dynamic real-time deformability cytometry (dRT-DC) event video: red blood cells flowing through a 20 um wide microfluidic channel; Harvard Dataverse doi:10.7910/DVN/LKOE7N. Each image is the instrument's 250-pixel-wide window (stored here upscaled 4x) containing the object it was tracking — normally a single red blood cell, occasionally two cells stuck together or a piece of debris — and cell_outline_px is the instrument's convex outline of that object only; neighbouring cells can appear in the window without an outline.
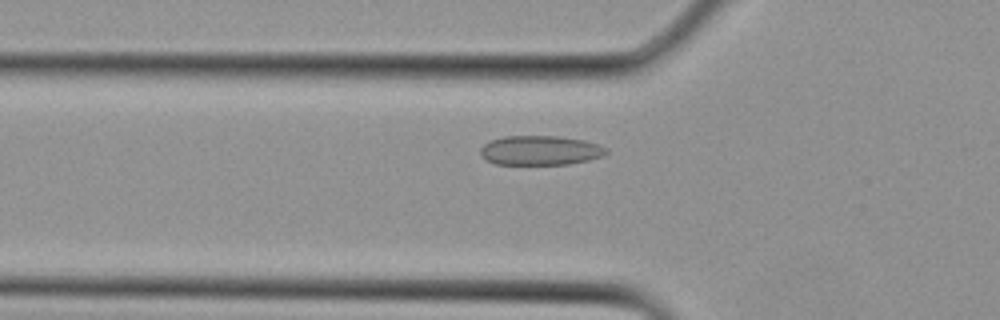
{"species": "Egyptian fruit bat (a non-hibernating species)", "species_latin": "Rousettus aegyptiacus", "temperature_condition": "cold", "stored_images_in_passage": 24, "camera_frame_rate_fps": 3000, "um_per_image_px": 0.085, "animal": {"sex": "female"}, "frame": {"image": 1, "passage_image": 3, "time_ms": 0.667, "image_size_px": [1000, 320], "cell_outline_px": [[608, 152], [604, 156], [588, 160], [568, 164], [496, 164], [480, 156], [480, 148], [484, 144], [492, 140], [504, 136], [560, 136], [584, 140], [608, 148]], "centroid_in_image_um": [45.93, 12.78], "position_along_channel_um": 79.9, "area_um2": 21.62}}
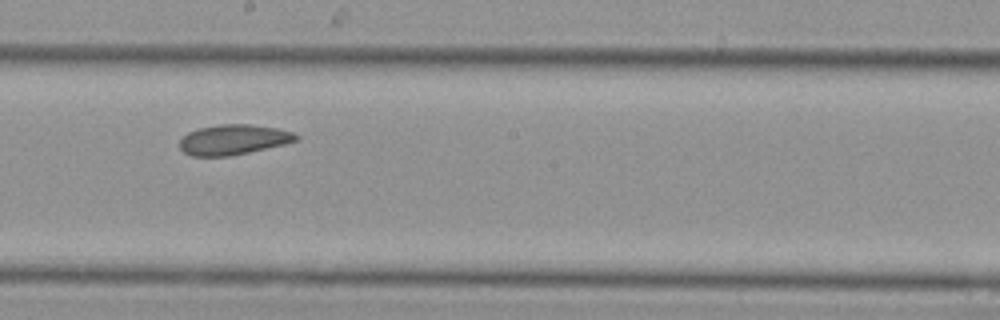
{"frame": {"image": 2, "passage_image": 10, "time_ms": 3.0, "image_size_px": [1000, 320], "cell_outline_px": [[300, 136], [296, 140], [284, 144], [248, 152], [228, 156], [192, 156], [184, 152], [180, 148], [180, 140], [188, 132], [200, 128], [220, 124], [248, 124], [276, 128], [292, 132]], "centroid_in_image_um": [19.82, 11.87], "position_along_channel_um": 228.4, "area_um2": 20.17}}
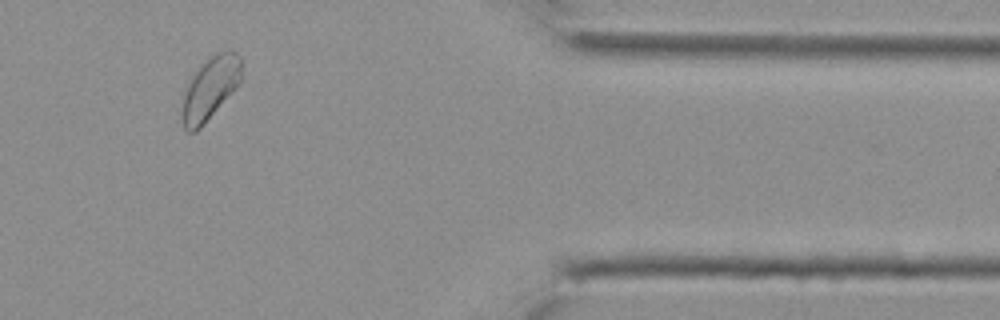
{"frame": {"image": 3, "passage_image": 19, "time_ms": 6.0, "image_size_px": [1000, 320], "cell_outline_px": [[244, 76], [240, 84], [204, 124], [196, 132], [188, 132], [184, 128], [180, 116], [180, 112], [184, 96], [188, 84], [192, 76], [200, 64], [216, 52], [228, 48], [236, 52], [240, 56]], "centroid_in_image_um": [17.9, 7.48], "position_along_channel_um": 393.5, "area_um2": 22.31}}